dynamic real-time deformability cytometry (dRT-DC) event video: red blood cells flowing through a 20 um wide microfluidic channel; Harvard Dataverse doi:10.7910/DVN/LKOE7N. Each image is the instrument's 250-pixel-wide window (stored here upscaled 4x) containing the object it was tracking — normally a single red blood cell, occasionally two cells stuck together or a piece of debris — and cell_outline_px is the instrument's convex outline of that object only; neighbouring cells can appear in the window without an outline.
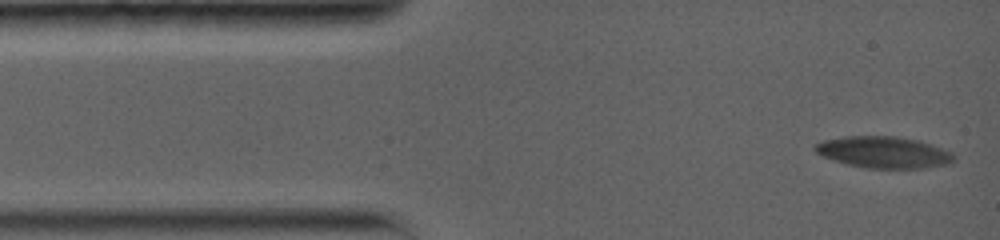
{"species": "common noctule bat (a hibernating species)", "species_latin": "Nyctalus noctula", "temperature_condition": "warm", "stored_images_in_passage": 2, "camera_frame_rate_fps": 5000, "um_per_image_px": 0.085, "animal": {"sex": "female", "body_mass_g": 19.0, "forearm_length_mm": 56.7}, "frame": {"image": 1, "passage_image": 1, "time_ms": 0.0, "image_size_px": [1000, 240], "cell_outline_px": [[956, 156], [948, 164], [924, 168], [868, 168], [848, 164], [824, 156], [816, 152], [812, 148], [816, 144], [824, 140], [844, 136], [896, 136], [920, 140], [932, 144], [952, 152]], "centroid_in_image_um": [75.15, 12.93], "position_along_channel_um": 9.9, "area_um2": 25.43}}